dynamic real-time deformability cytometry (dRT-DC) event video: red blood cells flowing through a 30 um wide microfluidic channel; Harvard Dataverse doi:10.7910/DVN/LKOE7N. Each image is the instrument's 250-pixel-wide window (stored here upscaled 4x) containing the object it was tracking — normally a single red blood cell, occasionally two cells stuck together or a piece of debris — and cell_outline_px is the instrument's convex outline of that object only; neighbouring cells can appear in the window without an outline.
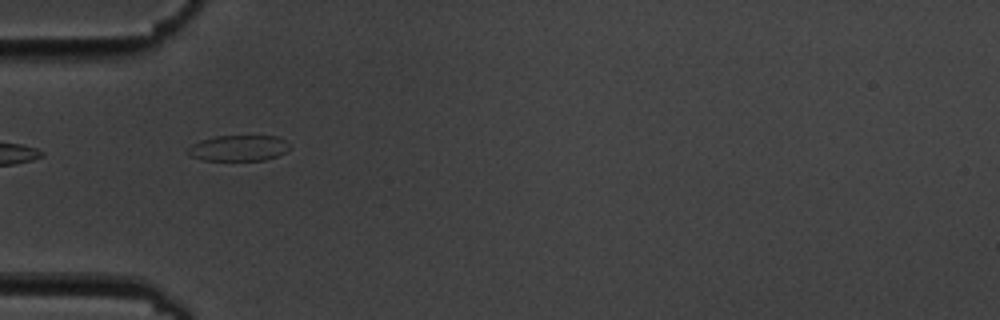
{"species": "common noctule bat (a hibernating species)", "species_latin": "Nyctalus noctula", "temperature_condition": "cold", "stored_images_in_passage": 4, "camera_frame_rate_fps": 3000, "um_per_image_px": 0.085, "animal": {"sex": "male", "body_mass_g": 19.5, "forearm_length_mm": 54.6}, "frame": {"image": 1, "passage_image": 3, "time_ms": 3.333, "image_size_px": [1000, 320], "cell_outline_px": [[292, 148], [276, 156], [264, 160], [200, 160], [188, 156], [188, 148], [192, 144], [200, 140], [216, 136], [276, 136], [292, 144]], "centroid_in_image_um": [20.27, 12.59], "position_along_channel_um": 64.7, "area_um2": 15.43}}
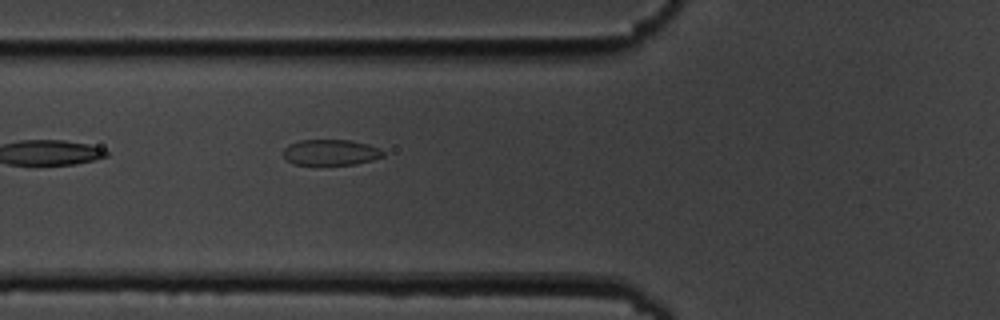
{"frame": {"image": 2, "passage_image": 4, "time_ms": 4.333, "image_size_px": [1000, 320], "cell_outline_px": [[384, 156], [372, 160], [356, 164], [292, 164], [284, 160], [284, 148], [288, 144], [300, 140], [352, 140], [368, 144], [380, 148], [384, 152]], "centroid_in_image_um": [28.1, 12.94], "position_along_channel_um": 97.7, "area_um2": 15.09}}